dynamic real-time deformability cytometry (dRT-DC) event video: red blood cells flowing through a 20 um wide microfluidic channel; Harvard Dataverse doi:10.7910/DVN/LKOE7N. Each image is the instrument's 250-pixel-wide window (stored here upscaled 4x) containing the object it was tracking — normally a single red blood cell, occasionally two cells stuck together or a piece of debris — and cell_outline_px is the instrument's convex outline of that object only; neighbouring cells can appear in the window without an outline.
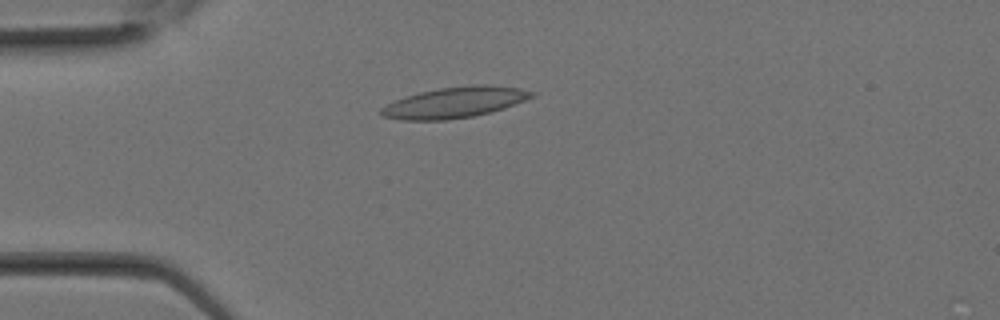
{"species": "Egyptian fruit bat (a non-hibernating species)", "species_latin": "Rousettus aegyptiacus", "temperature_condition": "room temperature", "stored_images_in_passage": 9, "camera_frame_rate_fps": 3000, "um_per_image_px": 0.085, "animal": {"sex": "female"}, "frame": {"image": 1, "passage_image": 2, "time_ms": 0.333, "image_size_px": [1000, 320], "cell_outline_px": [[536, 92], [532, 96], [524, 100], [504, 108], [472, 116], [448, 120], [400, 120], [384, 116], [380, 112], [380, 108], [396, 100], [420, 92], [440, 88], [472, 84], [488, 84], [520, 88]], "centroid_in_image_um": [38.66, 8.7], "position_along_channel_um": 46.3, "area_um2": 26.76}}